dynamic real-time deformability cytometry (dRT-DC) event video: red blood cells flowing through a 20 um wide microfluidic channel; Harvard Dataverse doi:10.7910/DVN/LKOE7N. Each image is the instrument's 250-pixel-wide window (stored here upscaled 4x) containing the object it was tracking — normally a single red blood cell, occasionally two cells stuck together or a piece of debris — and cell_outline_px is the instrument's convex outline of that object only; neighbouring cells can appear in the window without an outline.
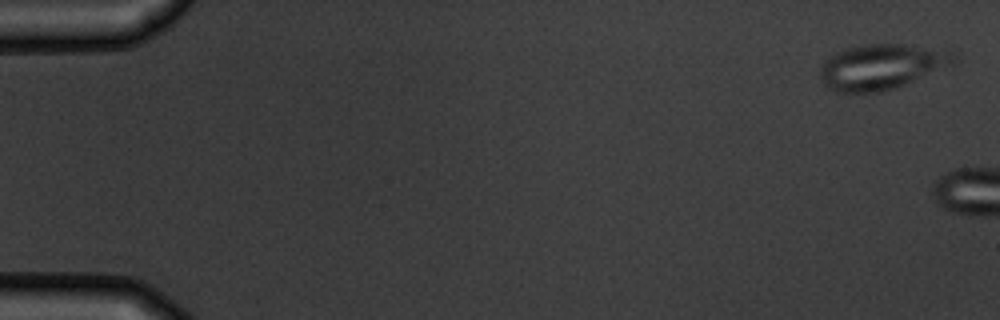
{"species": "common noctule bat (a hibernating species)", "species_latin": "Nyctalus noctula", "temperature_condition": "warm", "stored_images_in_passage": 3, "camera_frame_rate_fps": 3000, "um_per_image_px": 0.085, "animal": {"sex": "male", "body_mass_g": 19.5, "forearm_length_mm": 54.6}, "frame": {"image": 1, "passage_image": 1, "time_ms": 0.0, "image_size_px": [1000, 320], "cell_outline_px": [[956, 60], [952, 64], [896, 88], [880, 92], [836, 92], [828, 88], [824, 84], [820, 76], [820, 68], [828, 56], [836, 52], [860, 44], [904, 44], [952, 52], [956, 56]], "centroid_in_image_um": [74.87, 5.67], "position_along_channel_um": 10.1, "area_um2": 34.97}}